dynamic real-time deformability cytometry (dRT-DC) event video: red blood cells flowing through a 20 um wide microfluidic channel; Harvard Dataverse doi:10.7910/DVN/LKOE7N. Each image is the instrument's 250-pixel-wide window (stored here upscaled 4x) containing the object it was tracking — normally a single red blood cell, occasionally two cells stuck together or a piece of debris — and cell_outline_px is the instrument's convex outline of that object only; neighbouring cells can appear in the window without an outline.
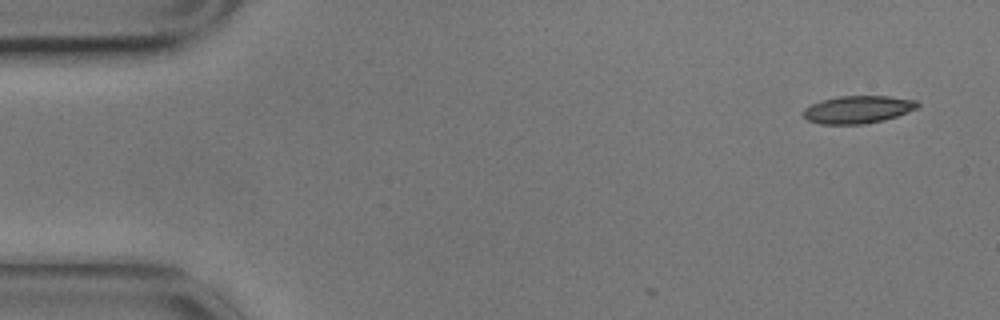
{"species": "common noctule bat (a hibernating species)", "species_latin": "Nyctalus noctula", "temperature_condition": "cold", "stored_images_in_passage": 3, "camera_frame_rate_fps": 3000, "um_per_image_px": 0.085, "animal": {"sex": "male", "body_mass_g": 17.9}, "frame": {"image": 1, "passage_image": 1, "time_ms": 0.0, "image_size_px": [1000, 320], "cell_outline_px": [[920, 104], [916, 108], [908, 112], [884, 120], [864, 124], [820, 124], [808, 120], [804, 116], [804, 108], [820, 100], [840, 96], [888, 96], [916, 100]], "centroid_in_image_um": [72.92, 9.3], "position_along_channel_um": 12.1, "area_um2": 18.32}}